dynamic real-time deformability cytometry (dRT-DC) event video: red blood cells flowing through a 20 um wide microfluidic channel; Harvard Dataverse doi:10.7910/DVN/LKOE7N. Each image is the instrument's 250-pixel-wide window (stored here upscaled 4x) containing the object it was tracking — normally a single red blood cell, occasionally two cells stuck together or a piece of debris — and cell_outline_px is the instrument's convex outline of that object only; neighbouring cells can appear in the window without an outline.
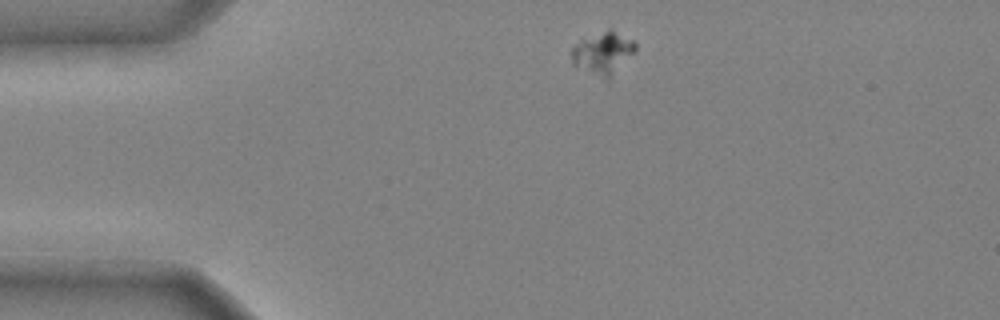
{"species": "common noctule bat (a hibernating species)", "species_latin": "Nyctalus noctula", "temperature_condition": "cold", "stored_images_in_passage": 35, "camera_frame_rate_fps": 3000, "um_per_image_px": 0.085, "animal": {"sex": "male", "body_mass_g": 20.4}, "frame": {"image": 1, "passage_image": 1, "time_ms": 0.0, "image_size_px": [1000, 320], "cell_outline_px": [[636, 52], [608, 80], [572, 64], [572, 48], [580, 40], [608, 28], [632, 40], [636, 44]], "centroid_in_image_um": [51.28, 4.5], "position_along_channel_um": 33.7, "area_um2": 15.55}}
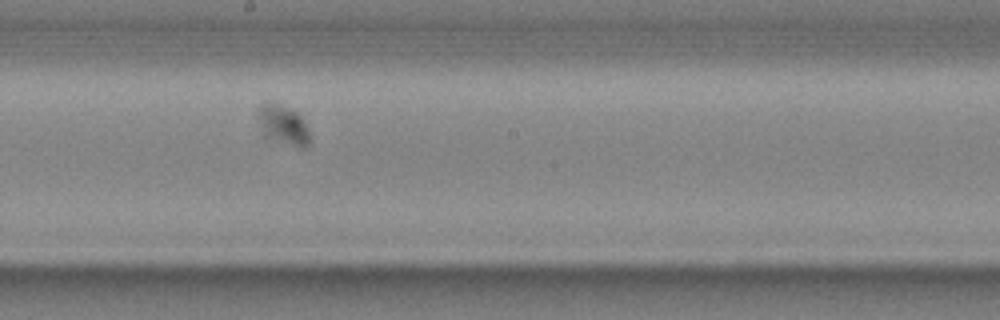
{"frame": {"image": 2, "passage_image": 19, "time_ms": 6.0, "image_size_px": [1000, 320], "cell_outline_px": [[308, 144], [300, 148], [264, 136], [256, 116], [260, 104], [264, 100], [268, 100], [280, 104], [300, 112], [304, 120], [308, 132]], "centroid_in_image_um": [24.01, 10.54], "position_along_channel_um": 224.2, "area_um2": 12.2}}
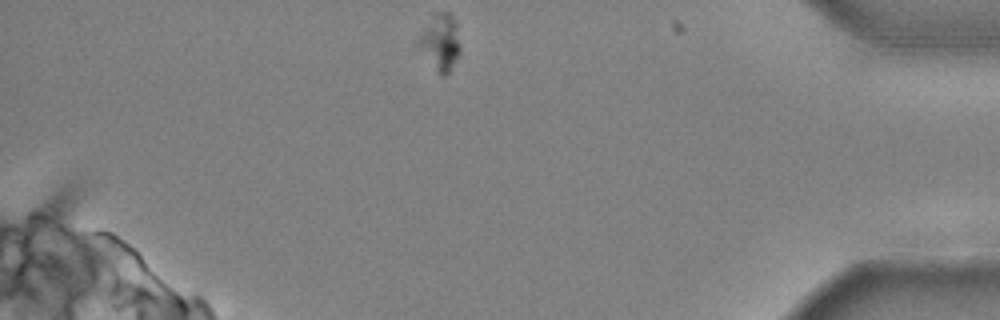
{"frame": {"image": 3, "passage_image": 35, "time_ms": 11.333, "image_size_px": [1000, 320], "cell_outline_px": [[460, 52], [448, 72], [444, 76], [440, 76], [436, 72], [416, 44], [424, 28], [436, 12], [448, 12], [452, 16], [456, 24], [460, 44]], "centroid_in_image_um": [37.43, 3.61], "position_along_channel_um": 397.8, "area_um2": 13.41}}